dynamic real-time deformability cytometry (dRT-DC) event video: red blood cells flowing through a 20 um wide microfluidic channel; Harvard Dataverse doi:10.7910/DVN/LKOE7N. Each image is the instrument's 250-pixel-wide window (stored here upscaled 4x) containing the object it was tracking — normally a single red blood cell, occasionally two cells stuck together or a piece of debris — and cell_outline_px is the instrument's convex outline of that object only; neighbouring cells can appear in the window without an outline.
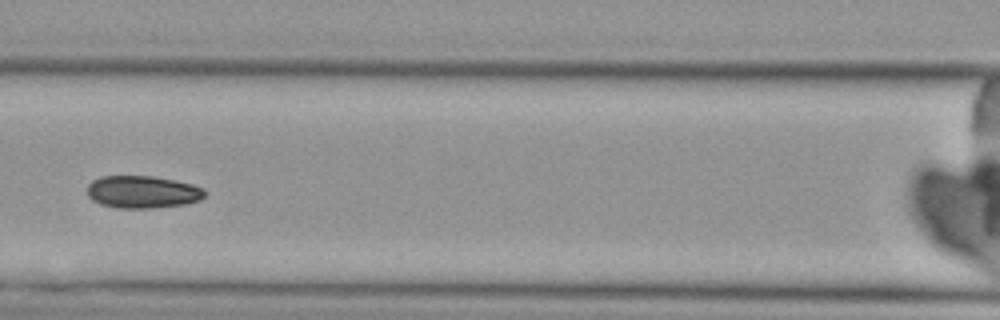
{"species": "Egyptian fruit bat (a non-hibernating species)", "species_latin": "Rousettus aegyptiacus", "temperature_condition": "cold", "stored_images_in_passage": 8, "camera_frame_rate_fps": 3000, "um_per_image_px": 0.085, "animal": {"sex": "female"}, "frame": {"image": 1, "passage_image": 5, "time_ms": 5.0, "image_size_px": [1000, 320], "cell_outline_px": [[204, 196], [200, 200], [184, 204], [152, 208], [116, 208], [100, 204], [92, 200], [88, 196], [88, 184], [92, 180], [100, 176], [152, 176], [192, 184], [204, 188]], "centroid_in_image_um": [12.08, 16.32], "position_along_channel_um": 154.5, "area_um2": 22.2}}
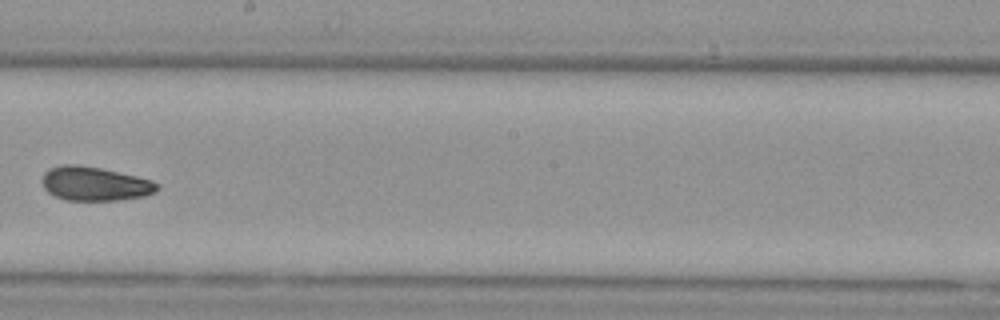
{"frame": {"image": 2, "passage_image": 7, "time_ms": 7.333, "image_size_px": [1000, 320], "cell_outline_px": [[160, 188], [156, 192], [144, 196], [116, 200], [64, 200], [48, 192], [44, 188], [40, 180], [44, 172], [48, 168], [60, 164], [76, 164], [100, 168], [136, 176], [152, 180]], "centroid_in_image_um": [8.01, 15.61], "position_along_channel_um": 240.2, "area_um2": 22.89}}
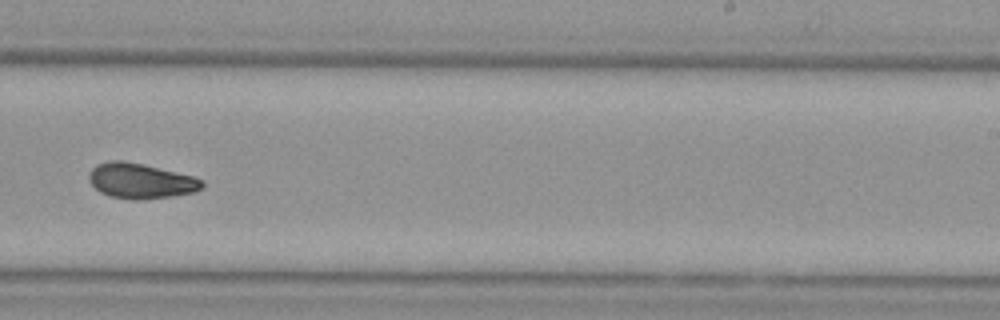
{"frame": {"image": 3, "passage_image": 8, "time_ms": 8.333, "image_size_px": [1000, 320], "cell_outline_px": [[204, 188], [196, 192], [172, 196], [140, 200], [132, 200], [112, 196], [100, 192], [88, 180], [88, 172], [96, 164], [108, 160], [124, 160], [144, 164], [192, 176], [204, 180]], "centroid_in_image_um": [11.96, 15.37], "position_along_channel_um": 277.0, "area_um2": 23.47}}